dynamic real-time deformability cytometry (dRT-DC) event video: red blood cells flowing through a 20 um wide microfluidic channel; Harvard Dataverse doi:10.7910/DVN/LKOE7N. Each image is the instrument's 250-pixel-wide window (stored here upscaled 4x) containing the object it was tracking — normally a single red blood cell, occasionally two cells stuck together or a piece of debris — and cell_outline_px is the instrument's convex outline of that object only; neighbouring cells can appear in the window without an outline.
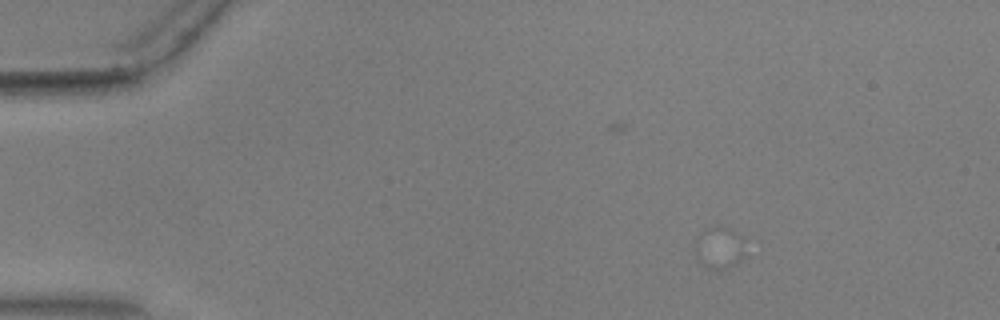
{"species": "common noctule bat (a hibernating species)", "species_latin": "Nyctalus noctula", "temperature_condition": "warm", "stored_images_in_passage": 2, "camera_frame_rate_fps": 3000, "um_per_image_px": 0.085, "animal": {"sex": "male", "body_mass_g": 17.9, "forearm_length_mm": 54.2}, "frame": {"image": 1, "passage_image": 1, "time_ms": 0.0, "image_size_px": [1000, 320], "cell_outline_px": [[748, 256], [736, 264], [724, 268], [708, 268], [696, 256], [696, 240], [708, 228], [728, 228], [740, 236], [744, 240]], "centroid_in_image_um": [61.24, 21.09], "position_along_channel_um": 23.8, "area_um2": 11.91}}